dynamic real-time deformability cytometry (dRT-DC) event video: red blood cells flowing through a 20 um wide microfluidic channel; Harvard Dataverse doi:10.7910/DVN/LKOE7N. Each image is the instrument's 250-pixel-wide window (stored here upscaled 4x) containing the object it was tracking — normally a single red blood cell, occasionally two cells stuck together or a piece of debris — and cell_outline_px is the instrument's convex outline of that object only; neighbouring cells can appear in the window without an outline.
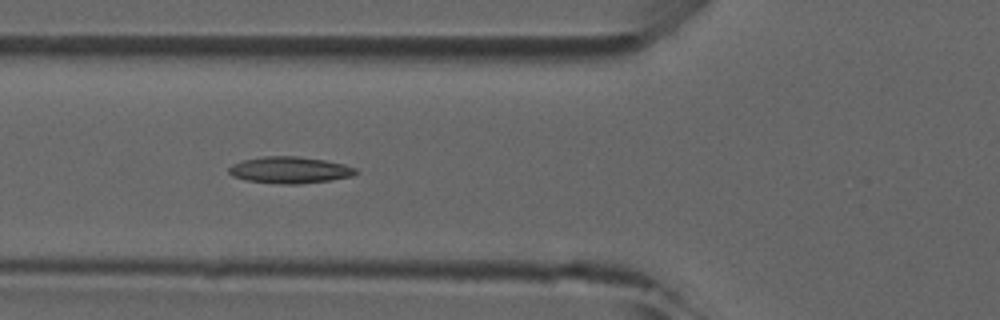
{"species": "common noctule bat (a hibernating species)", "species_latin": "Nyctalus noctula", "temperature_condition": "room temperature", "stored_images_in_passage": 22, "camera_frame_rate_fps": 3000, "um_per_image_px": 0.085, "animal": {"sex": "male", "forearm_length_mm": 52.5}, "frame": {"image": 1, "passage_image": 10, "time_ms": 3.0, "image_size_px": [1000, 320], "cell_outline_px": [[360, 172], [352, 176], [332, 180], [300, 184], [280, 184], [244, 180], [232, 176], [228, 172], [228, 168], [232, 164], [244, 160], [264, 156], [296, 156], [324, 160], [344, 164], [356, 168]], "centroid_in_image_um": [24.64, 14.46], "position_along_channel_um": 101.2, "area_um2": 19.83}}